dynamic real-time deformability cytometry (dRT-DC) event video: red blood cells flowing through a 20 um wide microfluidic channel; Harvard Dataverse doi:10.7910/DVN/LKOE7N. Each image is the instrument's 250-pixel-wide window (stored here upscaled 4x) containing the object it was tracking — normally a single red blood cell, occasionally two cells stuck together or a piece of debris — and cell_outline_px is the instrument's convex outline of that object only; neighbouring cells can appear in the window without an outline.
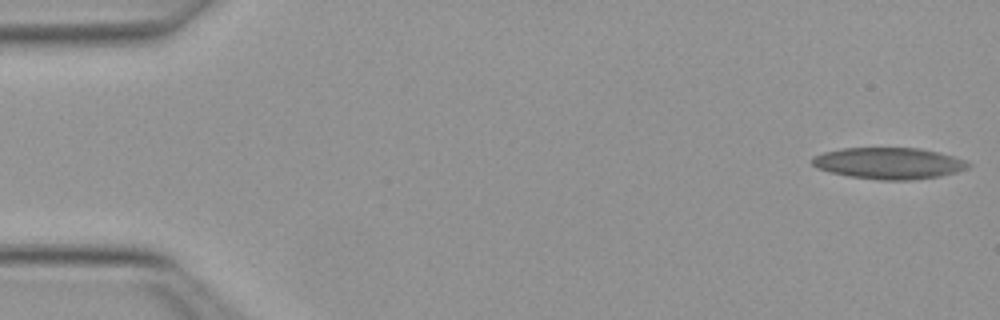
{"species": "Egyptian fruit bat (a non-hibernating species)", "species_latin": "Rousettus aegyptiacus", "temperature_condition": "warm", "stored_images_in_passage": 51, "camera_frame_rate_fps": 3000, "um_per_image_px": 0.085, "animal": {"sex": "female"}, "frame": {"image": 1, "passage_image": 1, "time_ms": 0.0, "image_size_px": [1000, 320], "cell_outline_px": [[972, 164], [968, 168], [956, 172], [940, 176], [912, 180], [880, 180], [848, 176], [816, 168], [812, 164], [812, 160], [816, 156], [824, 152], [844, 148], [920, 148], [952, 156], [964, 160]], "centroid_in_image_um": [75.57, 13.88], "position_along_channel_um": 9.4, "area_um2": 28.38}}
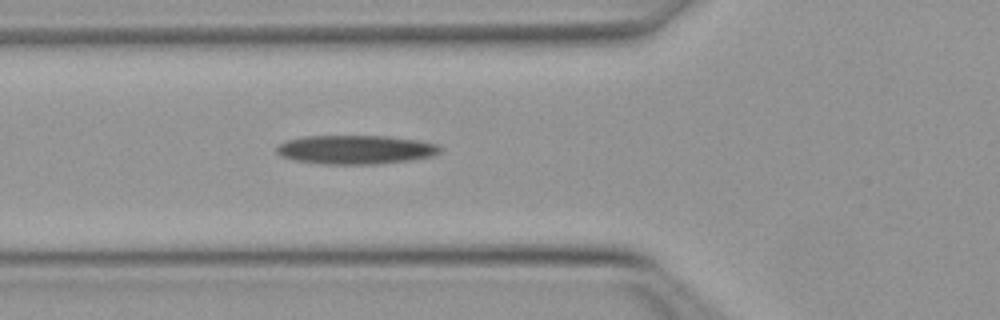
{"frame": {"image": 2, "passage_image": 18, "time_ms": 5.667, "image_size_px": [1000, 320], "cell_outline_px": [[440, 152], [432, 156], [408, 160], [372, 164], [324, 164], [296, 160], [280, 156], [276, 152], [276, 144], [284, 140], [304, 136], [388, 136], [416, 140], [436, 144], [440, 148]], "centroid_in_image_um": [30.14, 12.71], "position_along_channel_um": 95.7, "area_um2": 27.46}}
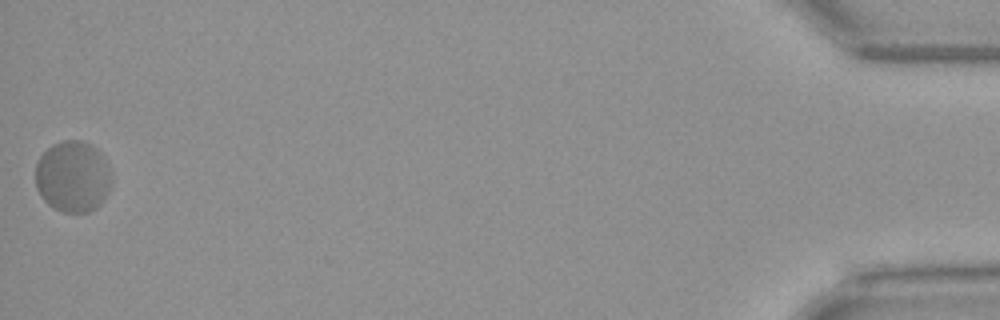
{"frame": {"image": 3, "passage_image": 51, "time_ms": 16.667, "image_size_px": [1000, 320], "cell_outline_px": [[112, 188], [100, 204], [96, 208], [88, 212], [64, 212], [48, 204], [44, 200], [36, 188], [36, 164], [40, 156], [52, 144], [64, 140], [80, 140], [92, 144], [96, 148], [104, 160], [112, 176]], "centroid_in_image_um": [6.2, 15.01], "position_along_channel_um": 429.0, "area_um2": 31.67}, "authors_computed_cell_mechanics": {"area_um2": 27.9752, "velocity_mm_per_s": 3.9241, "shape_relaxation_time_tau1_ms": null, "shape_relaxation_time_tau2_ms": 2.0344, "deformation_change_tau1": null, "deformation_change_tau2": 0.0607}}